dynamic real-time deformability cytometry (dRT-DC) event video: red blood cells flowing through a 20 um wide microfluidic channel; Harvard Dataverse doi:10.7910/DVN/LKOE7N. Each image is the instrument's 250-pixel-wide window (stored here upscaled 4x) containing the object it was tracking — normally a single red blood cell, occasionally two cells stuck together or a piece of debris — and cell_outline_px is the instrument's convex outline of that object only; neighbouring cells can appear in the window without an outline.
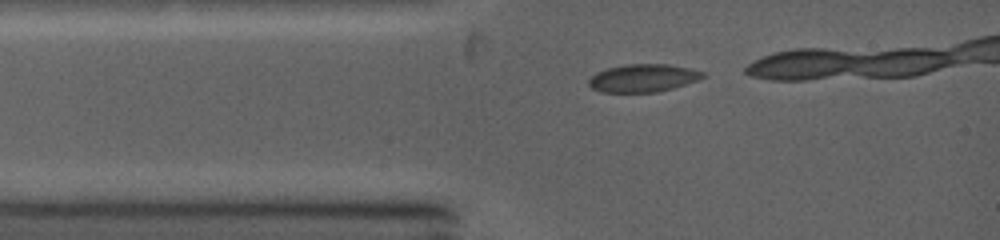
{"species": "common noctule bat (a hibernating species)", "species_latin": "Nyctalus noctula", "temperature_condition": "warm", "stored_images_in_passage": 10, "camera_frame_rate_fps": 5000, "um_per_image_px": 0.085, "animal": {"sex": "female", "body_mass_g": 19.0, "forearm_length_mm": 53.3}, "frame": {"image": 1, "passage_image": 1, "time_ms": 0.0, "image_size_px": [1000, 240], "cell_outline_px": [[708, 76], [700, 80], [672, 88], [656, 92], [600, 92], [592, 88], [588, 84], [588, 80], [596, 72], [608, 68], [624, 64], [668, 64], [688, 68], [704, 72]], "centroid_in_image_um": [54.68, 6.63], "position_along_channel_um": 30.3, "area_um2": 18.61}}